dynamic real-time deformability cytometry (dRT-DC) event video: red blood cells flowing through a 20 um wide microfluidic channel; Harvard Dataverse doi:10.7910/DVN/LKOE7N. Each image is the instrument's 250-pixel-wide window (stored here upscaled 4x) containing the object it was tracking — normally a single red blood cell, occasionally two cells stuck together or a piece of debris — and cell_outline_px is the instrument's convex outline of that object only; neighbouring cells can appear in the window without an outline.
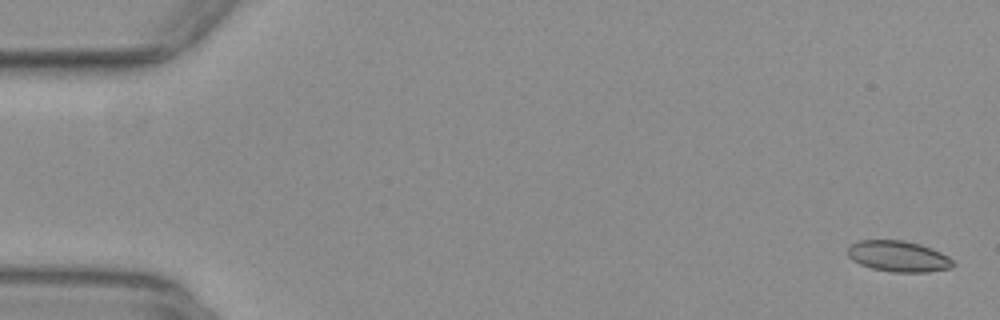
{"species": "common noctule bat (a hibernating species)", "species_latin": "Nyctalus noctula", "temperature_condition": "warm", "stored_images_in_passage": 17, "camera_frame_rate_fps": 3000, "um_per_image_px": 0.085, "animal": {"sex": "female", "body_mass_g": 29.2, "forearm_length_mm": 56.3}, "frame": {"image": 1, "passage_image": 2, "time_ms": 0.333, "image_size_px": [1000, 320], "cell_outline_px": [[956, 264], [952, 268], [928, 272], [892, 272], [872, 268], [860, 264], [852, 260], [848, 256], [848, 248], [852, 244], [860, 240], [904, 240], [920, 244], [932, 248], [948, 256]], "centroid_in_image_um": [76.39, 21.79], "position_along_channel_um": 8.6, "area_um2": 19.07}}
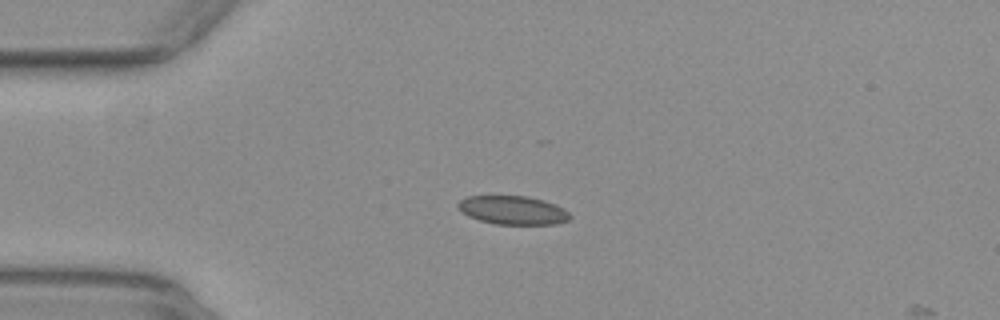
{"frame": {"image": 2, "passage_image": 14, "time_ms": 4.333, "image_size_px": [1000, 320], "cell_outline_px": [[572, 216], [568, 220], [556, 224], [496, 224], [480, 220], [468, 216], [460, 212], [456, 204], [460, 200], [468, 196], [528, 196], [544, 200], [556, 204], [564, 208]], "centroid_in_image_um": [43.59, 17.86], "position_along_channel_um": 41.4, "area_um2": 18.79}}